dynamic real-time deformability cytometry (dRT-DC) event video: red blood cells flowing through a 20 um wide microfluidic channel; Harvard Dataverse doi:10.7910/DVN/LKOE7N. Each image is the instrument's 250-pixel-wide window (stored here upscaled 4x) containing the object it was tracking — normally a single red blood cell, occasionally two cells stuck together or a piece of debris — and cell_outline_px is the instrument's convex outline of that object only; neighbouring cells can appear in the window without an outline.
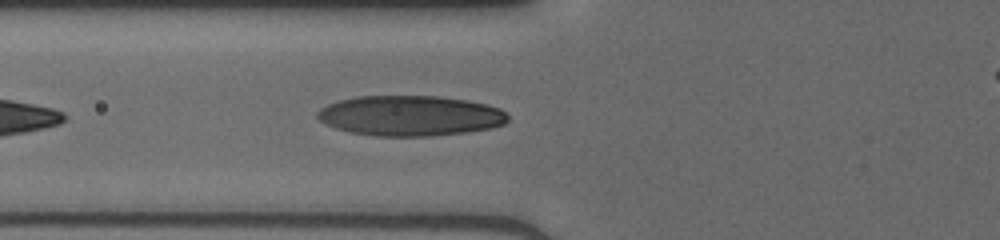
{"species": "human", "species_latin": "Homo sapiens", "temperature_condition": "cold", "stored_images_in_passage": 21, "camera_frame_rate_fps": 3000, "um_per_image_px": 0.085, "donor": {"sex": "male"}, "frame": {"image": 1, "passage_image": 4, "time_ms": 1.0, "image_size_px": [1000, 240], "cell_outline_px": [[508, 120], [504, 124], [492, 128], [468, 132], [428, 136], [376, 136], [352, 132], [336, 128], [324, 124], [316, 116], [316, 112], [320, 108], [328, 104], [340, 100], [356, 96], [436, 96], [468, 100], [488, 104], [500, 108], [508, 116]], "centroid_in_image_um": [34.87, 9.83], "position_along_channel_um": 90.9, "area_um2": 44.91}}